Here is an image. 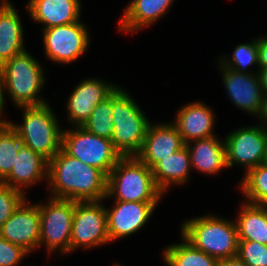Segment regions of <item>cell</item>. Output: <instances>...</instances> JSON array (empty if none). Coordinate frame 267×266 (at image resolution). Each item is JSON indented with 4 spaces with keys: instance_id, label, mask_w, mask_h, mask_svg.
<instances>
[{
    "instance_id": "cell-1",
    "label": "cell",
    "mask_w": 267,
    "mask_h": 266,
    "mask_svg": "<svg viewBox=\"0 0 267 266\" xmlns=\"http://www.w3.org/2000/svg\"><path fill=\"white\" fill-rule=\"evenodd\" d=\"M108 176L61 149L48 162L50 197L74 201H100L107 195Z\"/></svg>"
},
{
    "instance_id": "cell-2",
    "label": "cell",
    "mask_w": 267,
    "mask_h": 266,
    "mask_svg": "<svg viewBox=\"0 0 267 266\" xmlns=\"http://www.w3.org/2000/svg\"><path fill=\"white\" fill-rule=\"evenodd\" d=\"M164 193L156 185L152 169L136 156L121 157L108 175L106 199L160 202Z\"/></svg>"
},
{
    "instance_id": "cell-3",
    "label": "cell",
    "mask_w": 267,
    "mask_h": 266,
    "mask_svg": "<svg viewBox=\"0 0 267 266\" xmlns=\"http://www.w3.org/2000/svg\"><path fill=\"white\" fill-rule=\"evenodd\" d=\"M181 235L195 248L217 260L237 256L238 231L236 222L216 215H203L181 225Z\"/></svg>"
},
{
    "instance_id": "cell-4",
    "label": "cell",
    "mask_w": 267,
    "mask_h": 266,
    "mask_svg": "<svg viewBox=\"0 0 267 266\" xmlns=\"http://www.w3.org/2000/svg\"><path fill=\"white\" fill-rule=\"evenodd\" d=\"M114 149L122 156H136L142 147L151 122L137 102L126 90L119 87L112 94Z\"/></svg>"
},
{
    "instance_id": "cell-5",
    "label": "cell",
    "mask_w": 267,
    "mask_h": 266,
    "mask_svg": "<svg viewBox=\"0 0 267 266\" xmlns=\"http://www.w3.org/2000/svg\"><path fill=\"white\" fill-rule=\"evenodd\" d=\"M1 70L4 91L9 94L16 107L41 106L47 103L38 95L45 84L43 68L27 50L5 62Z\"/></svg>"
},
{
    "instance_id": "cell-6",
    "label": "cell",
    "mask_w": 267,
    "mask_h": 266,
    "mask_svg": "<svg viewBox=\"0 0 267 266\" xmlns=\"http://www.w3.org/2000/svg\"><path fill=\"white\" fill-rule=\"evenodd\" d=\"M19 108L23 110V122L10 123L16 129L22 144L50 161L62 149L63 130L54 111L48 103Z\"/></svg>"
},
{
    "instance_id": "cell-7",
    "label": "cell",
    "mask_w": 267,
    "mask_h": 266,
    "mask_svg": "<svg viewBox=\"0 0 267 266\" xmlns=\"http://www.w3.org/2000/svg\"><path fill=\"white\" fill-rule=\"evenodd\" d=\"M47 203H39L40 242L51 255L55 250L70 253L73 215L76 201L50 197ZM44 243V244H43Z\"/></svg>"
},
{
    "instance_id": "cell-8",
    "label": "cell",
    "mask_w": 267,
    "mask_h": 266,
    "mask_svg": "<svg viewBox=\"0 0 267 266\" xmlns=\"http://www.w3.org/2000/svg\"><path fill=\"white\" fill-rule=\"evenodd\" d=\"M63 130L62 149L71 157L94 166L107 176L122 157L110 139L89 133L82 126Z\"/></svg>"
},
{
    "instance_id": "cell-9",
    "label": "cell",
    "mask_w": 267,
    "mask_h": 266,
    "mask_svg": "<svg viewBox=\"0 0 267 266\" xmlns=\"http://www.w3.org/2000/svg\"><path fill=\"white\" fill-rule=\"evenodd\" d=\"M107 213L100 201H76L73 215L70 252L80 248L108 244Z\"/></svg>"
},
{
    "instance_id": "cell-10",
    "label": "cell",
    "mask_w": 267,
    "mask_h": 266,
    "mask_svg": "<svg viewBox=\"0 0 267 266\" xmlns=\"http://www.w3.org/2000/svg\"><path fill=\"white\" fill-rule=\"evenodd\" d=\"M44 54L51 62L69 64L79 59L89 47L87 27L78 21L66 25L53 26L42 30Z\"/></svg>"
},
{
    "instance_id": "cell-11",
    "label": "cell",
    "mask_w": 267,
    "mask_h": 266,
    "mask_svg": "<svg viewBox=\"0 0 267 266\" xmlns=\"http://www.w3.org/2000/svg\"><path fill=\"white\" fill-rule=\"evenodd\" d=\"M262 125V126H261ZM226 164L245 167V172L263 164L266 144L267 128L259 125L240 127L231 131L224 139Z\"/></svg>"
},
{
    "instance_id": "cell-12",
    "label": "cell",
    "mask_w": 267,
    "mask_h": 266,
    "mask_svg": "<svg viewBox=\"0 0 267 266\" xmlns=\"http://www.w3.org/2000/svg\"><path fill=\"white\" fill-rule=\"evenodd\" d=\"M219 66L225 90L234 105L245 113L257 115L259 119L262 116L265 95L257 72L242 74L223 67L220 63Z\"/></svg>"
},
{
    "instance_id": "cell-13",
    "label": "cell",
    "mask_w": 267,
    "mask_h": 266,
    "mask_svg": "<svg viewBox=\"0 0 267 266\" xmlns=\"http://www.w3.org/2000/svg\"><path fill=\"white\" fill-rule=\"evenodd\" d=\"M24 200L10 218L0 227V235L9 242L21 246L28 253L39 247L40 212L38 203Z\"/></svg>"
},
{
    "instance_id": "cell-14",
    "label": "cell",
    "mask_w": 267,
    "mask_h": 266,
    "mask_svg": "<svg viewBox=\"0 0 267 266\" xmlns=\"http://www.w3.org/2000/svg\"><path fill=\"white\" fill-rule=\"evenodd\" d=\"M107 208V232L109 241L118 240L137 233L146 225L159 202L114 201Z\"/></svg>"
},
{
    "instance_id": "cell-15",
    "label": "cell",
    "mask_w": 267,
    "mask_h": 266,
    "mask_svg": "<svg viewBox=\"0 0 267 266\" xmlns=\"http://www.w3.org/2000/svg\"><path fill=\"white\" fill-rule=\"evenodd\" d=\"M119 87L102 79H83L75 86L67 100V119L70 124L82 126L95 106L110 97Z\"/></svg>"
},
{
    "instance_id": "cell-16",
    "label": "cell",
    "mask_w": 267,
    "mask_h": 266,
    "mask_svg": "<svg viewBox=\"0 0 267 266\" xmlns=\"http://www.w3.org/2000/svg\"><path fill=\"white\" fill-rule=\"evenodd\" d=\"M184 145L173 122L150 124L136 157L152 169L162 158L175 153Z\"/></svg>"
},
{
    "instance_id": "cell-17",
    "label": "cell",
    "mask_w": 267,
    "mask_h": 266,
    "mask_svg": "<svg viewBox=\"0 0 267 266\" xmlns=\"http://www.w3.org/2000/svg\"><path fill=\"white\" fill-rule=\"evenodd\" d=\"M174 125L184 144L214 136L215 116L203 102L187 103L178 109Z\"/></svg>"
},
{
    "instance_id": "cell-18",
    "label": "cell",
    "mask_w": 267,
    "mask_h": 266,
    "mask_svg": "<svg viewBox=\"0 0 267 266\" xmlns=\"http://www.w3.org/2000/svg\"><path fill=\"white\" fill-rule=\"evenodd\" d=\"M48 160L31 148L22 145L18 151L15 163L10 174L1 184L16 188L24 192V188L34 186L36 183L47 181ZM23 187V188H22Z\"/></svg>"
},
{
    "instance_id": "cell-19",
    "label": "cell",
    "mask_w": 267,
    "mask_h": 266,
    "mask_svg": "<svg viewBox=\"0 0 267 266\" xmlns=\"http://www.w3.org/2000/svg\"><path fill=\"white\" fill-rule=\"evenodd\" d=\"M27 10L33 21L42 23V30L80 20V0H29Z\"/></svg>"
},
{
    "instance_id": "cell-20",
    "label": "cell",
    "mask_w": 267,
    "mask_h": 266,
    "mask_svg": "<svg viewBox=\"0 0 267 266\" xmlns=\"http://www.w3.org/2000/svg\"><path fill=\"white\" fill-rule=\"evenodd\" d=\"M26 51L20 16L9 0H0V67Z\"/></svg>"
},
{
    "instance_id": "cell-21",
    "label": "cell",
    "mask_w": 267,
    "mask_h": 266,
    "mask_svg": "<svg viewBox=\"0 0 267 266\" xmlns=\"http://www.w3.org/2000/svg\"><path fill=\"white\" fill-rule=\"evenodd\" d=\"M174 0H132L119 19V30L135 33L157 22L170 9Z\"/></svg>"
},
{
    "instance_id": "cell-22",
    "label": "cell",
    "mask_w": 267,
    "mask_h": 266,
    "mask_svg": "<svg viewBox=\"0 0 267 266\" xmlns=\"http://www.w3.org/2000/svg\"><path fill=\"white\" fill-rule=\"evenodd\" d=\"M186 146L192 169L207 175H216L227 167L224 140L220 141L216 135L193 140Z\"/></svg>"
},
{
    "instance_id": "cell-23",
    "label": "cell",
    "mask_w": 267,
    "mask_h": 266,
    "mask_svg": "<svg viewBox=\"0 0 267 266\" xmlns=\"http://www.w3.org/2000/svg\"><path fill=\"white\" fill-rule=\"evenodd\" d=\"M191 167L190 154L186 144L175 153L162 158L152 173L158 188L165 193L171 185H182L189 180Z\"/></svg>"
},
{
    "instance_id": "cell-24",
    "label": "cell",
    "mask_w": 267,
    "mask_h": 266,
    "mask_svg": "<svg viewBox=\"0 0 267 266\" xmlns=\"http://www.w3.org/2000/svg\"><path fill=\"white\" fill-rule=\"evenodd\" d=\"M239 211L235 221L238 239L267 245V209L244 201Z\"/></svg>"
},
{
    "instance_id": "cell-25",
    "label": "cell",
    "mask_w": 267,
    "mask_h": 266,
    "mask_svg": "<svg viewBox=\"0 0 267 266\" xmlns=\"http://www.w3.org/2000/svg\"><path fill=\"white\" fill-rule=\"evenodd\" d=\"M182 243L167 245L163 251L167 266H217L218 260L195 248L182 235Z\"/></svg>"
},
{
    "instance_id": "cell-26",
    "label": "cell",
    "mask_w": 267,
    "mask_h": 266,
    "mask_svg": "<svg viewBox=\"0 0 267 266\" xmlns=\"http://www.w3.org/2000/svg\"><path fill=\"white\" fill-rule=\"evenodd\" d=\"M22 145L16 129L6 121L0 127V183L10 174Z\"/></svg>"
},
{
    "instance_id": "cell-27",
    "label": "cell",
    "mask_w": 267,
    "mask_h": 266,
    "mask_svg": "<svg viewBox=\"0 0 267 266\" xmlns=\"http://www.w3.org/2000/svg\"><path fill=\"white\" fill-rule=\"evenodd\" d=\"M239 189L252 204H263L267 200V166L260 164L245 172Z\"/></svg>"
},
{
    "instance_id": "cell-28",
    "label": "cell",
    "mask_w": 267,
    "mask_h": 266,
    "mask_svg": "<svg viewBox=\"0 0 267 266\" xmlns=\"http://www.w3.org/2000/svg\"><path fill=\"white\" fill-rule=\"evenodd\" d=\"M232 57L224 55L220 58L219 63L226 68L234 70L242 74L253 73L247 69L252 65H257L259 69L258 59V38L253 39L250 43L239 44L233 49ZM248 67V68H247Z\"/></svg>"
},
{
    "instance_id": "cell-29",
    "label": "cell",
    "mask_w": 267,
    "mask_h": 266,
    "mask_svg": "<svg viewBox=\"0 0 267 266\" xmlns=\"http://www.w3.org/2000/svg\"><path fill=\"white\" fill-rule=\"evenodd\" d=\"M82 127L89 133L111 140L113 132L112 95L95 106Z\"/></svg>"
},
{
    "instance_id": "cell-30",
    "label": "cell",
    "mask_w": 267,
    "mask_h": 266,
    "mask_svg": "<svg viewBox=\"0 0 267 266\" xmlns=\"http://www.w3.org/2000/svg\"><path fill=\"white\" fill-rule=\"evenodd\" d=\"M237 256L247 266H267V245L255 241L239 240Z\"/></svg>"
},
{
    "instance_id": "cell-31",
    "label": "cell",
    "mask_w": 267,
    "mask_h": 266,
    "mask_svg": "<svg viewBox=\"0 0 267 266\" xmlns=\"http://www.w3.org/2000/svg\"><path fill=\"white\" fill-rule=\"evenodd\" d=\"M26 198L25 192L0 183V227Z\"/></svg>"
},
{
    "instance_id": "cell-32",
    "label": "cell",
    "mask_w": 267,
    "mask_h": 266,
    "mask_svg": "<svg viewBox=\"0 0 267 266\" xmlns=\"http://www.w3.org/2000/svg\"><path fill=\"white\" fill-rule=\"evenodd\" d=\"M29 253L0 235V266H17Z\"/></svg>"
},
{
    "instance_id": "cell-33",
    "label": "cell",
    "mask_w": 267,
    "mask_h": 266,
    "mask_svg": "<svg viewBox=\"0 0 267 266\" xmlns=\"http://www.w3.org/2000/svg\"><path fill=\"white\" fill-rule=\"evenodd\" d=\"M259 68H267V37L258 38Z\"/></svg>"
},
{
    "instance_id": "cell-34",
    "label": "cell",
    "mask_w": 267,
    "mask_h": 266,
    "mask_svg": "<svg viewBox=\"0 0 267 266\" xmlns=\"http://www.w3.org/2000/svg\"><path fill=\"white\" fill-rule=\"evenodd\" d=\"M217 266H247L238 256L218 260Z\"/></svg>"
},
{
    "instance_id": "cell-35",
    "label": "cell",
    "mask_w": 267,
    "mask_h": 266,
    "mask_svg": "<svg viewBox=\"0 0 267 266\" xmlns=\"http://www.w3.org/2000/svg\"><path fill=\"white\" fill-rule=\"evenodd\" d=\"M257 71L261 88L263 89L265 97H267V68H259Z\"/></svg>"
},
{
    "instance_id": "cell-36",
    "label": "cell",
    "mask_w": 267,
    "mask_h": 266,
    "mask_svg": "<svg viewBox=\"0 0 267 266\" xmlns=\"http://www.w3.org/2000/svg\"><path fill=\"white\" fill-rule=\"evenodd\" d=\"M5 96H4V86H3V74L0 67V119L4 112V105H5Z\"/></svg>"
},
{
    "instance_id": "cell-37",
    "label": "cell",
    "mask_w": 267,
    "mask_h": 266,
    "mask_svg": "<svg viewBox=\"0 0 267 266\" xmlns=\"http://www.w3.org/2000/svg\"><path fill=\"white\" fill-rule=\"evenodd\" d=\"M259 119L262 121V124L267 128V97H265L262 116Z\"/></svg>"
},
{
    "instance_id": "cell-38",
    "label": "cell",
    "mask_w": 267,
    "mask_h": 266,
    "mask_svg": "<svg viewBox=\"0 0 267 266\" xmlns=\"http://www.w3.org/2000/svg\"><path fill=\"white\" fill-rule=\"evenodd\" d=\"M263 164H265L267 166V144H266V152H265Z\"/></svg>"
},
{
    "instance_id": "cell-39",
    "label": "cell",
    "mask_w": 267,
    "mask_h": 266,
    "mask_svg": "<svg viewBox=\"0 0 267 266\" xmlns=\"http://www.w3.org/2000/svg\"><path fill=\"white\" fill-rule=\"evenodd\" d=\"M7 120H3V119H1L0 120V127L6 122Z\"/></svg>"
},
{
    "instance_id": "cell-40",
    "label": "cell",
    "mask_w": 267,
    "mask_h": 266,
    "mask_svg": "<svg viewBox=\"0 0 267 266\" xmlns=\"http://www.w3.org/2000/svg\"><path fill=\"white\" fill-rule=\"evenodd\" d=\"M262 205L267 209V200Z\"/></svg>"
}]
</instances>
